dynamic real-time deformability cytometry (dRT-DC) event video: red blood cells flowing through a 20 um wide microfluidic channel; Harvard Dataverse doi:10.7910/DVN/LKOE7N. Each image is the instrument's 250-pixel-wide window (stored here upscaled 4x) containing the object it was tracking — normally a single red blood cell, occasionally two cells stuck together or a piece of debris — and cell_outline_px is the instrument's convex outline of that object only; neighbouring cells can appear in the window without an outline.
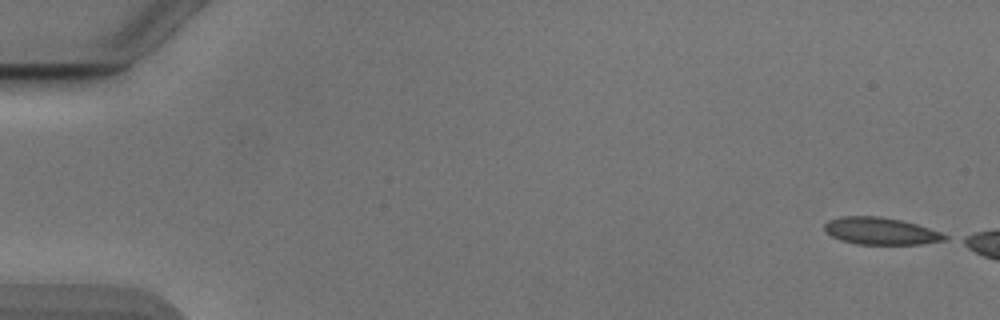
{"species": "Egyptian fruit bat (a non-hibernating species)", "species_latin": "Rousettus aegyptiacus", "temperature_condition": "cold", "stored_images_in_passage": 11, "camera_frame_rate_fps": 3000, "um_per_image_px": 0.085, "animal": {"sex": "male"}, "frame": {"image": 1, "passage_image": 1, "time_ms": 0.0, "image_size_px": [1000, 320], "cell_outline_px": [[948, 236], [944, 240], [920, 244], [856, 244], [840, 240], [824, 232], [824, 224], [828, 220], [840, 216], [880, 216], [900, 220], [916, 224], [940, 232]], "centroid_in_image_um": [74.79, 19.63], "position_along_channel_um": 10.2, "area_um2": 18.96}}